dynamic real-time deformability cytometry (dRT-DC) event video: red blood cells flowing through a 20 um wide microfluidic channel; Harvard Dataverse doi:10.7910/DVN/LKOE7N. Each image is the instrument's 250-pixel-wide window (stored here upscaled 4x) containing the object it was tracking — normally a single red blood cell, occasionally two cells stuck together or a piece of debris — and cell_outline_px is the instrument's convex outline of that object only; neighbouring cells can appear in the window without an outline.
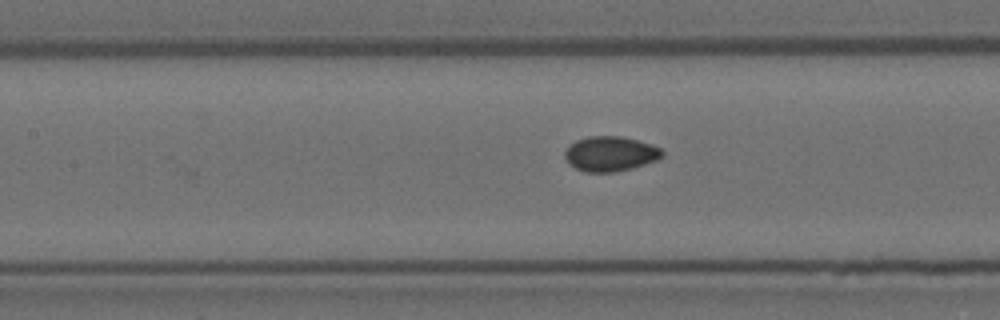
{"species": "Egyptian fruit bat (a non-hibernating species)", "species_latin": "Rousettus aegyptiacus", "temperature_condition": "room temperature", "stored_images_in_passage": 8, "camera_frame_rate_fps": 3000, "um_per_image_px": 0.085, "animal": {"sex": "female"}, "frame": {"image": 1, "passage_image": 8, "time_ms": 2.333, "image_size_px": [1000, 320], "cell_outline_px": [[664, 156], [656, 160], [632, 168], [616, 172], [584, 172], [568, 164], [564, 156], [564, 152], [576, 140], [588, 136], [620, 136], [652, 144], [660, 148], [664, 152]], "centroid_in_image_um": [51.88, 13.08], "position_along_channel_um": 155.5, "area_um2": 19.83}}